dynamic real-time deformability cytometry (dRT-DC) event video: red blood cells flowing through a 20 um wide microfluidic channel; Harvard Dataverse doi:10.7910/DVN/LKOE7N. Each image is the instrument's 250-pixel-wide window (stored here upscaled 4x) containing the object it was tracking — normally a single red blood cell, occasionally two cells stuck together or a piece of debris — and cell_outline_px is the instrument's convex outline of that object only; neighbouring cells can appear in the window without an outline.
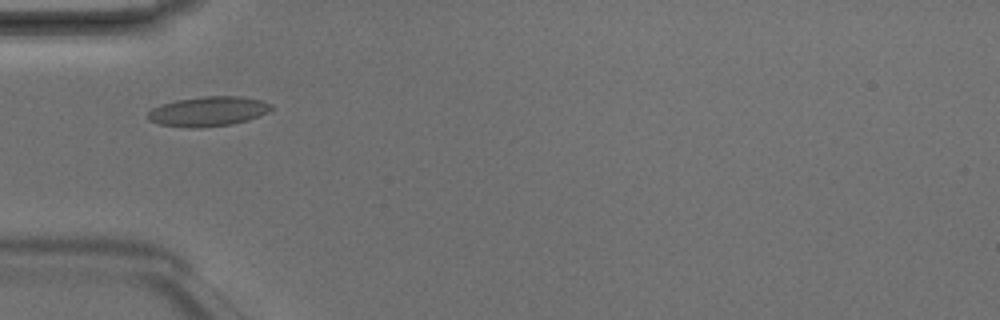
{"species": "Egyptian fruit bat (a non-hibernating species)", "species_latin": "Rousettus aegyptiacus", "temperature_condition": "room temperature", "stored_images_in_passage": 1, "camera_frame_rate_fps": 3000, "um_per_image_px": 0.085, "animal": {"sex": "male"}, "frame": {"image": 1, "passage_image": 1, "time_ms": 0.0, "image_size_px": [1000, 320], "cell_outline_px": [[272, 108], [268, 112], [248, 120], [232, 124], [200, 128], [188, 128], [160, 124], [148, 120], [148, 112], [152, 108], [160, 104], [176, 100], [204, 96], [240, 96], [260, 100], [272, 104]], "centroid_in_image_um": [17.68, 9.47], "position_along_channel_um": 67.3, "area_um2": 21.44}}